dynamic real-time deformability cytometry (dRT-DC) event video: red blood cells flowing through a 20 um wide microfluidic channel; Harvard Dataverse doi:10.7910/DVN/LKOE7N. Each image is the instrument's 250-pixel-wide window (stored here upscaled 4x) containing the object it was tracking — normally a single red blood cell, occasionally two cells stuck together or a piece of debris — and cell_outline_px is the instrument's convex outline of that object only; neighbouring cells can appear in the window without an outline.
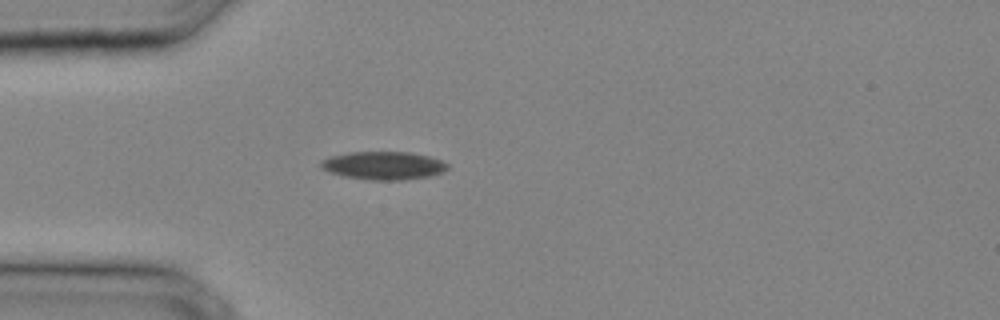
{"species": "common noctule bat (a hibernating species)", "species_latin": "Nyctalus noctula", "temperature_condition": "cold", "stored_images_in_passage": 25, "camera_frame_rate_fps": 3000, "um_per_image_px": 0.085, "animal": {"sex": "male", "body_mass_g": 20.4}, "frame": {"image": 1, "passage_image": 1, "time_ms": 0.0, "image_size_px": [1000, 320], "cell_outline_px": [[448, 168], [440, 172], [428, 176], [404, 180], [368, 180], [344, 176], [328, 172], [320, 168], [320, 160], [332, 156], [352, 152], [408, 152], [428, 156], [440, 160], [448, 164]], "centroid_in_image_um": [32.55, 14.07], "position_along_channel_um": 52.5, "area_um2": 20.63}}
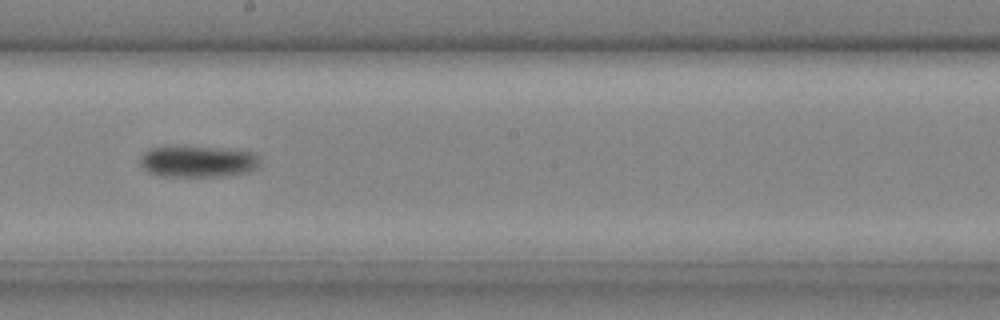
{"frame": {"image": 2, "passage_image": 11, "time_ms": 3.333, "image_size_px": [1000, 320], "cell_outline_px": [[260, 160], [256, 168], [248, 172], [224, 176], [164, 176], [148, 172], [140, 164], [140, 156], [148, 148], [216, 148], [256, 152]], "centroid_in_image_um": [16.84, 13.75], "position_along_channel_um": 231.4, "area_um2": 21.5}}
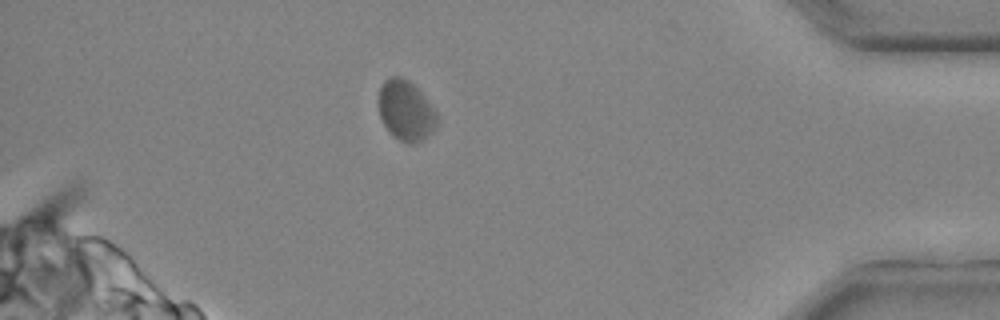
{"frame": {"image": 3, "passage_image": 22, "time_ms": 7.0, "image_size_px": [1000, 320], "cell_outline_px": [[440, 124], [432, 132], [416, 144], [404, 144], [392, 136], [388, 132], [380, 116], [376, 104], [380, 84], [388, 76], [400, 76], [408, 80], [420, 92], [436, 112], [440, 120]], "centroid_in_image_um": [34.46, 9.42], "position_along_channel_um": 400.7, "area_um2": 21.15}}